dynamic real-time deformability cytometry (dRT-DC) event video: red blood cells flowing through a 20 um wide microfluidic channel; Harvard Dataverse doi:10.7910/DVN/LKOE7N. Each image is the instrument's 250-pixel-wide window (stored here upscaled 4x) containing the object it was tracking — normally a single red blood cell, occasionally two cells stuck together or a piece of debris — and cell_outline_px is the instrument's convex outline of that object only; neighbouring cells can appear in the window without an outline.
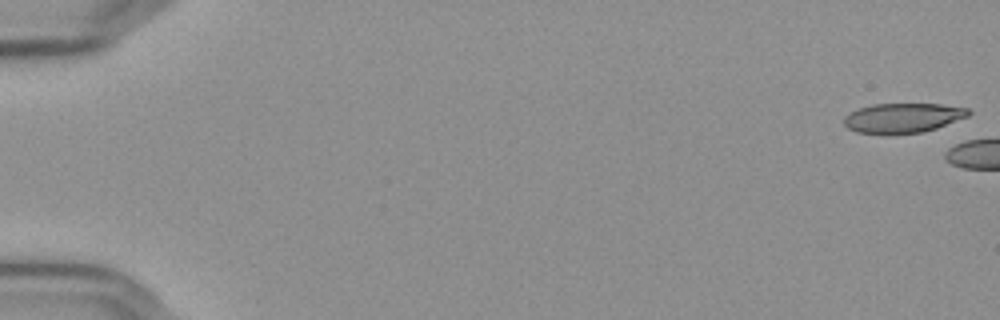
{"species": "Egyptian fruit bat (a non-hibernating species)", "species_latin": "Rousettus aegyptiacus", "temperature_condition": "cold", "stored_images_in_passage": 5, "camera_frame_rate_fps": 3000, "um_per_image_px": 0.085, "frame": {"image": 1, "passage_image": 1, "time_ms": 0.0, "image_size_px": [1000, 320], "cell_outline_px": [[972, 112], [968, 116], [936, 128], [924, 132], [856, 132], [848, 128], [844, 124], [844, 116], [848, 112], [872, 104], [940, 104], [968, 108]], "centroid_in_image_um": [76.75, 9.99], "position_along_channel_um": 8.2, "area_um2": 21.04}}